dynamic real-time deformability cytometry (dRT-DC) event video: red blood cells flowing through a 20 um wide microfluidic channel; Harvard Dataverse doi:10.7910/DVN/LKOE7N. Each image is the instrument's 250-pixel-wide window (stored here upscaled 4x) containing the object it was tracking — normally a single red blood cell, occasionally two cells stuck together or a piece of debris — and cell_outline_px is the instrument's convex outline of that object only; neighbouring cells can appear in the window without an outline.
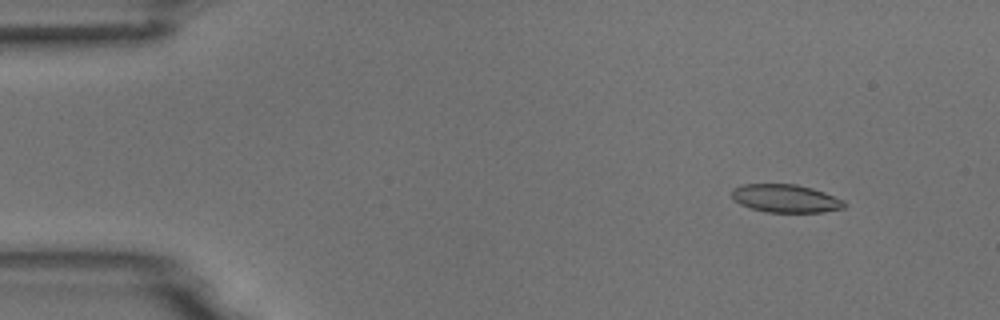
{"species": "common noctule bat (a hibernating species)", "species_latin": "Nyctalus noctula", "temperature_condition": "room temperature", "stored_images_in_passage": 50, "camera_frame_rate_fps": 3000, "um_per_image_px": 0.085, "animal": {"sex": "male", "body_mass_g": 18.8}, "frame": {"image": 1, "passage_image": 2, "time_ms": 0.333, "image_size_px": [1000, 320], "cell_outline_px": [[848, 204], [844, 208], [824, 212], [768, 212], [752, 208], [740, 204], [732, 196], [732, 188], [740, 184], [796, 184], [812, 188], [824, 192], [844, 200]], "centroid_in_image_um": [66.81, 16.86], "position_along_channel_um": 18.2, "area_um2": 18.44}}
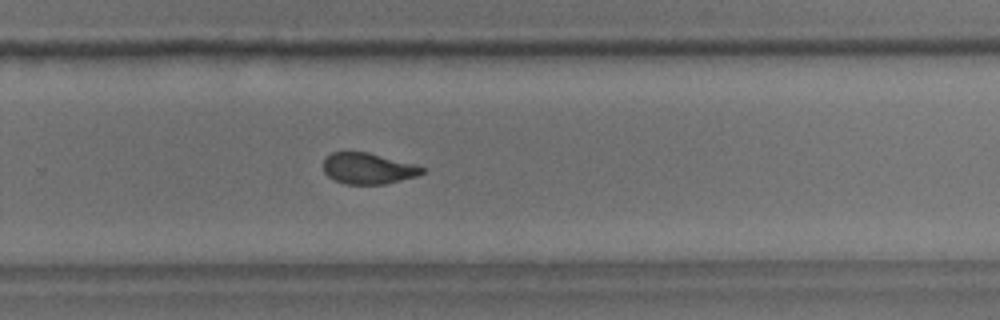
{"frame": {"image": 2, "passage_image": 32, "time_ms": 10.333, "image_size_px": [1000, 320], "cell_outline_px": [[424, 172], [416, 176], [384, 184], [348, 184], [336, 180], [328, 176], [324, 172], [324, 160], [332, 152], [368, 152], [412, 164], [424, 168]], "centroid_in_image_um": [31.26, 14.32], "position_along_channel_um": 298.5, "area_um2": 17.46}}
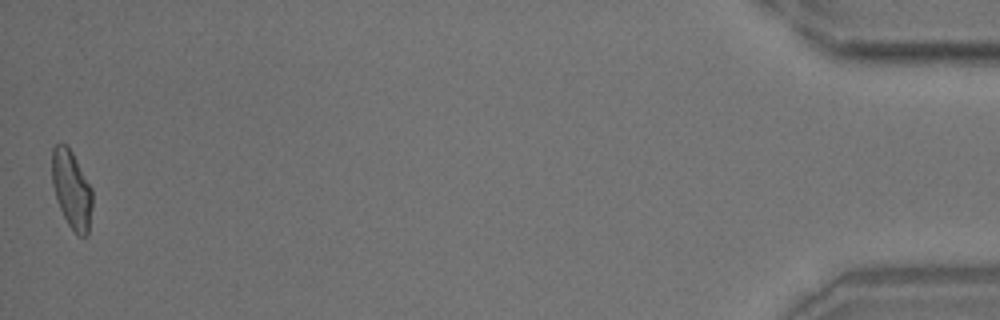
{"frame": {"image": 3, "passage_image": 50, "time_ms": 16.333, "image_size_px": [1000, 320], "cell_outline_px": [[92, 208], [88, 232], [84, 236], [76, 236], [68, 224], [56, 200], [52, 184], [52, 148], [56, 144], [64, 144], [72, 152], [92, 188]], "centroid_in_image_um": [6.08, 16.13], "position_along_channel_um": 429.1, "area_um2": 18.32}, "authors_computed_cell_mechanics": {"area_um2": 18.6983, "velocity_mm_per_s": 3.7287, "shape_relaxation_time_tau1_ms": 10.192, "shape_relaxation_time_tau2_ms": 1.5781, "deformation_change_tau1": 0.2244, "deformation_change_tau2": 0.0876}}